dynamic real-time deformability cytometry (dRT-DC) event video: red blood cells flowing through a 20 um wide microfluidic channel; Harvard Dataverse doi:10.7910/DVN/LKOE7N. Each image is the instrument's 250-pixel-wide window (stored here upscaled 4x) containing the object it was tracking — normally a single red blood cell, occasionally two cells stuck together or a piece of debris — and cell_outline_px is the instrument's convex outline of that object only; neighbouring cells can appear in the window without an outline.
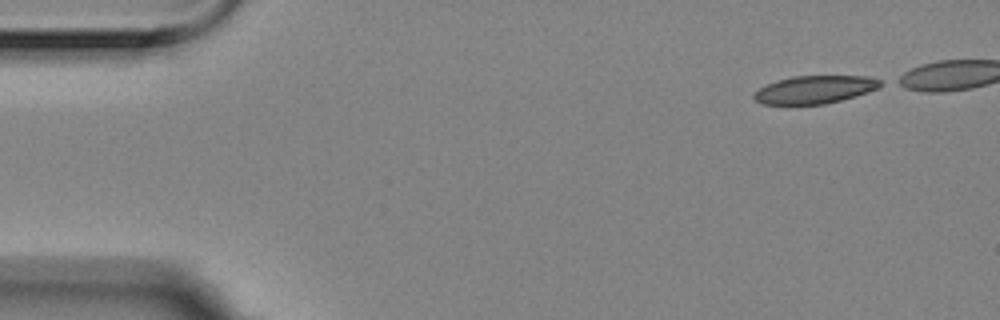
{"species": "Egyptian fruit bat (a non-hibernating species)", "species_latin": "Rousettus aegyptiacus", "temperature_condition": "room temperature", "stored_images_in_passage": 45, "camera_frame_rate_fps": 3000, "um_per_image_px": 0.085, "animal": {"sex": "female"}, "frame": {"image": 1, "passage_image": 1, "time_ms": 0.0, "image_size_px": [1000, 320], "cell_outline_px": [[884, 84], [876, 88], [856, 96], [824, 104], [760, 104], [752, 96], [760, 88], [776, 80], [792, 76], [868, 76], [880, 80]], "centroid_in_image_um": [69.25, 7.61], "position_along_channel_um": 15.8, "area_um2": 20.35}}
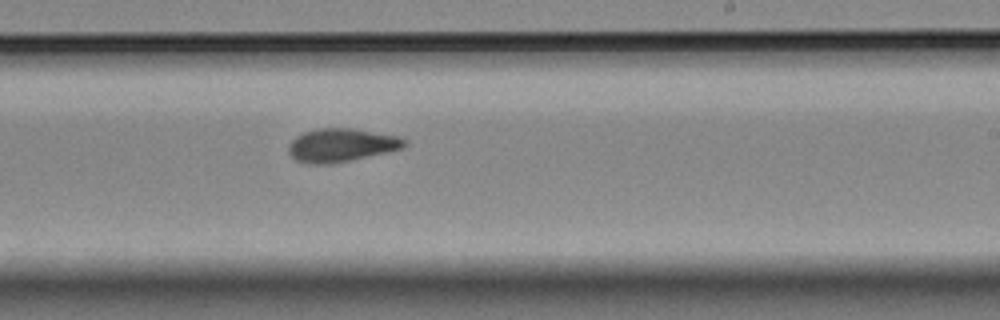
{"frame": {"image": 2, "passage_image": 30, "time_ms": 9.667, "image_size_px": [1000, 320], "cell_outline_px": [[408, 144], [404, 148], [348, 160], [328, 164], [308, 164], [296, 160], [288, 152], [288, 144], [296, 136], [304, 132], [316, 128], [352, 128], [400, 136], [408, 140]], "centroid_in_image_um": [29.02, 12.32], "position_along_channel_um": 260.0, "area_um2": 22.54}}
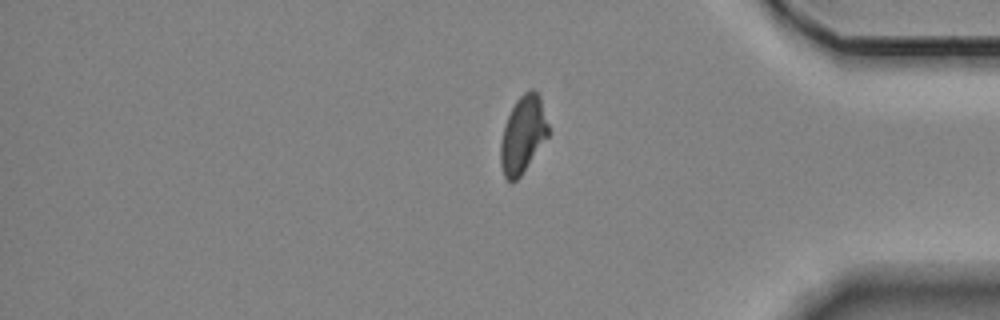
{"frame": {"image": 3, "passage_image": 43, "time_ms": 14.0, "image_size_px": [1000, 320], "cell_outline_px": [[552, 132], [520, 176], [512, 184], [504, 176], [500, 164], [500, 144], [504, 124], [516, 100], [524, 92], [532, 88], [540, 96]], "centroid_in_image_um": [44.47, 11.44], "position_along_channel_um": 390.7, "area_um2": 21.79}, "authors_computed_cell_mechanics": {"area_um2": 22.0218, "velocity_mm_per_s": 3.5169, "shape_relaxation_time_tau1_ms": null, "shape_relaxation_time_tau2_ms": 3.0472, "deformation_change_tau1": null, "deformation_change_tau2": 0.093}}